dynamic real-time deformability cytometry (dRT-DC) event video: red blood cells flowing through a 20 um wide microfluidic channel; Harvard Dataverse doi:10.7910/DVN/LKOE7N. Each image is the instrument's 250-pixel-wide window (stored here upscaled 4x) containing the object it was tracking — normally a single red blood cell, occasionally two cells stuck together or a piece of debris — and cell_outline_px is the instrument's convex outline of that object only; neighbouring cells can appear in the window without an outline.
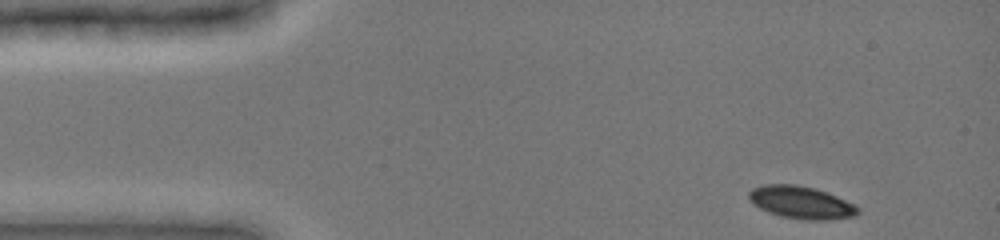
{"species": "common noctule bat (a hibernating species)", "species_latin": "Nyctalus noctula", "temperature_condition": "cold", "stored_images_in_passage": 40, "camera_frame_rate_fps": 3000, "um_per_image_px": 0.085, "animal": {"sex": "female", "body_mass_g": 19.0, "forearm_length_mm": 51.5}, "frame": {"image": 1, "passage_image": 1, "time_ms": 0.0, "image_size_px": [1000, 240], "cell_outline_px": [[860, 212], [856, 216], [828, 220], [804, 220], [780, 216], [768, 212], [760, 208], [748, 196], [748, 192], [752, 188], [764, 184], [796, 184], [812, 188], [836, 196], [856, 204], [860, 208]], "centroid_in_image_um": [68.14, 17.22], "position_along_channel_um": 16.9, "area_um2": 20.63}}
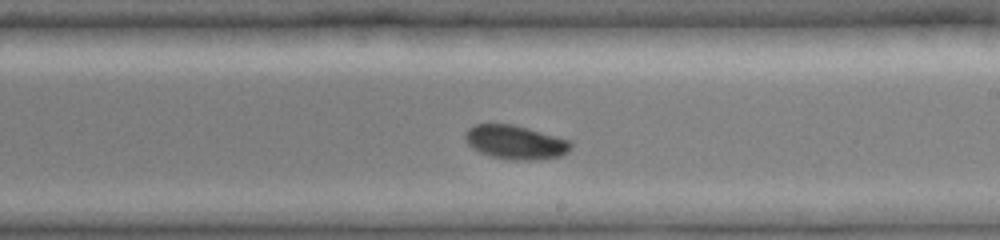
{"frame": {"image": 2, "passage_image": 25, "time_ms": 8.0, "image_size_px": [1000, 240], "cell_outline_px": [[572, 144], [568, 152], [560, 156], [536, 160], [512, 160], [492, 156], [480, 152], [472, 148], [464, 140], [464, 132], [468, 128], [476, 124], [512, 124], [528, 128], [572, 140]], "centroid_in_image_um": [43.81, 12.08], "position_along_channel_um": 245.2, "area_um2": 21.04}}
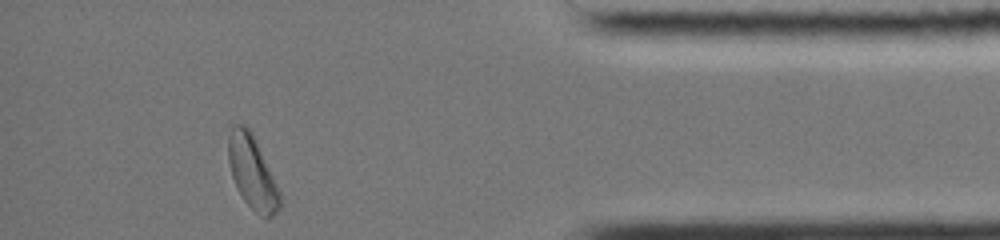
{"frame": {"image": 3, "passage_image": 40, "time_ms": 13.0, "image_size_px": [1000, 240], "cell_outline_px": [[280, 208], [272, 216], [260, 216], [244, 200], [232, 176], [228, 160], [228, 136], [232, 124], [244, 124], [252, 132], [272, 176], [280, 196]], "centroid_in_image_um": [21.41, 14.61], "position_along_channel_um": 413.8, "area_um2": 21.27}, "authors_computed_cell_mechanics": {"area_um2": 21.2415, "velocity_mm_per_s": 3.8944, "shape_relaxation_time_tau1_ms": 8.6361, "shape_relaxation_time_tau2_ms": null, "deformation_change_tau1": 0.1396, "deformation_change_tau2": null}}